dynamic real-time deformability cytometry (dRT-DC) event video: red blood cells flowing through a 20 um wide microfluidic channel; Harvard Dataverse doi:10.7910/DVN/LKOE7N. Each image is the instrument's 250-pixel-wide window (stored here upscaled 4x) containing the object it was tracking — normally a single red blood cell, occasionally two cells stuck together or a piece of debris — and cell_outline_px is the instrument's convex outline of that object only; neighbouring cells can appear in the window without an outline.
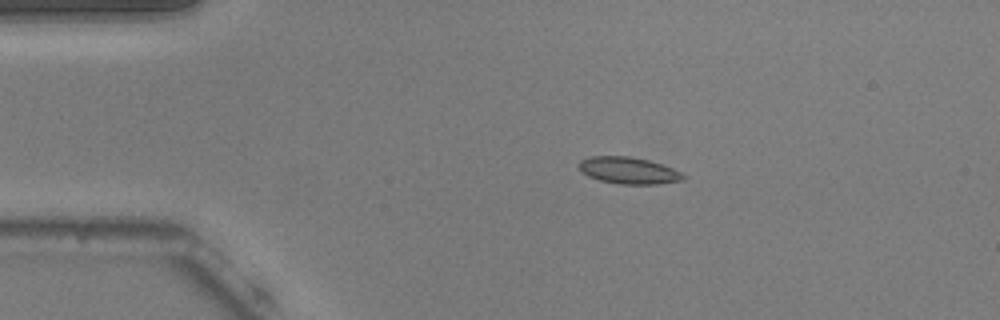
{"species": "common noctule bat (a hibernating species)", "species_latin": "Nyctalus noctula", "temperature_condition": "warm", "stored_images_in_passage": 44, "camera_frame_rate_fps": 3000, "um_per_image_px": 0.085, "animal": {"sex": "male", "body_mass_g": 20.5, "forearm_length_mm": 52.5}, "frame": {"image": 1, "passage_image": 1, "time_ms": 0.0, "image_size_px": [1000, 320], "cell_outline_px": [[688, 176], [684, 180], [660, 184], [620, 184], [600, 180], [588, 176], [580, 172], [580, 160], [588, 156], [628, 156], [648, 160], [672, 168]], "centroid_in_image_um": [53.44, 14.49], "position_along_channel_um": 31.6, "area_um2": 16.3}}
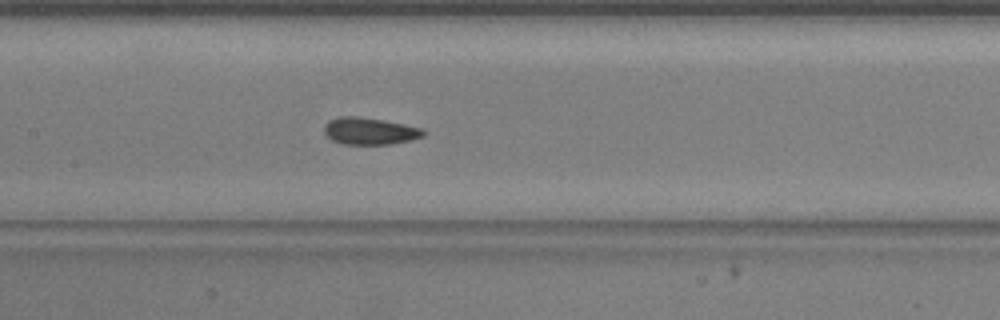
{"frame": {"image": 2, "passage_image": 16, "time_ms": 5.0, "image_size_px": [1000, 320], "cell_outline_px": [[428, 132], [424, 136], [412, 140], [392, 144], [344, 144], [332, 140], [324, 132], [324, 124], [328, 120], [340, 116], [360, 116], [384, 120], [424, 128]], "centroid_in_image_um": [31.47, 11.13], "position_along_channel_um": 175.9, "area_um2": 15.9}}
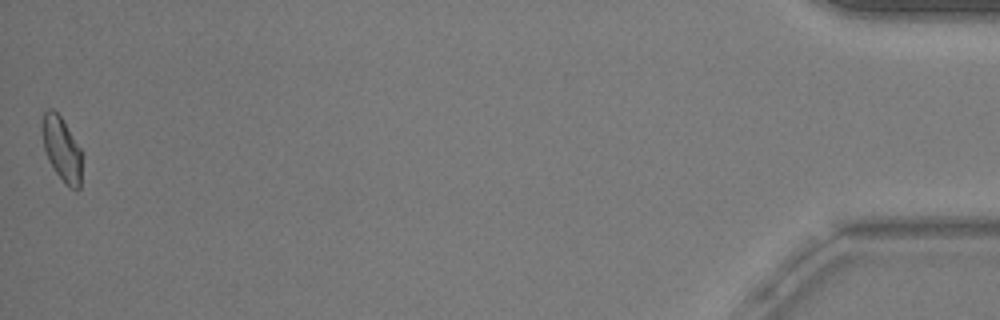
{"frame": {"image": 3, "passage_image": 44, "time_ms": 14.333, "image_size_px": [1000, 320], "cell_outline_px": [[80, 188], [76, 192], [68, 188], [64, 184], [48, 160], [44, 148], [40, 128], [40, 124], [44, 112], [48, 108], [52, 108], [60, 116], [80, 148]], "centroid_in_image_um": [5.2, 12.67], "position_along_channel_um": 430.0, "area_um2": 14.91}, "authors_computed_cell_mechanics": {"area_um2": 15.2592, "velocity_mm_per_s": 3.7744, "shape_relaxation_time_tau1_ms": 7.9064, "shape_relaxation_time_tau2_ms": 1.3703, "deformation_change_tau1": 0.1516, "deformation_change_tau2": 0.0672}}